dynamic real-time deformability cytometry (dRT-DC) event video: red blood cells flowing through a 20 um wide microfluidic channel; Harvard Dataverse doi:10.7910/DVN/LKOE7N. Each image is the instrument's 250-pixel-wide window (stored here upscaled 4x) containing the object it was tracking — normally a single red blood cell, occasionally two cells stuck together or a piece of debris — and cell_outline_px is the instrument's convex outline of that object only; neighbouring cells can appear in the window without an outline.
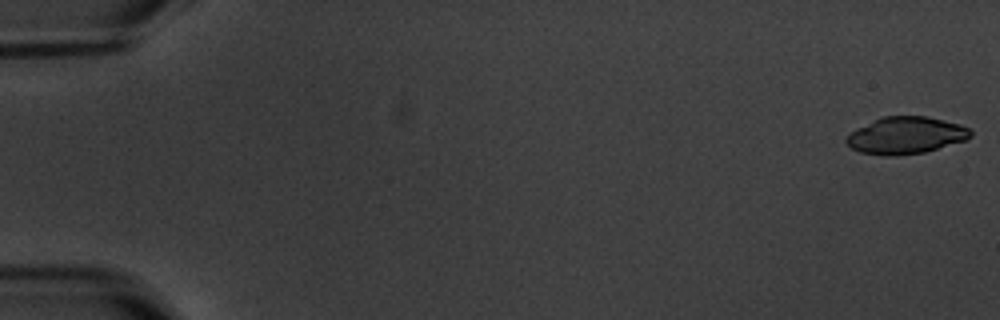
{"species": "common noctule bat (a hibernating species)", "species_latin": "Nyctalus noctula", "temperature_condition": "warm", "stored_images_in_passage": 6, "segment_of_instrument_passage": [1, 2], "camera_frame_rate_fps": 3000, "um_per_image_px": 0.085, "animal": {"sex": "male", "body_mass_g": 20.1, "forearm_length_mm": 53.5}, "frame": {"image": 1, "passage_image": 1, "time_ms": 0.0, "image_size_px": [1000, 320], "cell_outline_px": [[972, 136], [964, 140], [924, 152], [888, 156], [860, 152], [852, 148], [844, 140], [848, 132], [856, 128], [884, 116], [924, 116], [944, 120], [960, 124], [968, 128], [972, 132]], "centroid_in_image_um": [76.96, 11.5], "position_along_channel_um": 8.0, "area_um2": 26.53}}
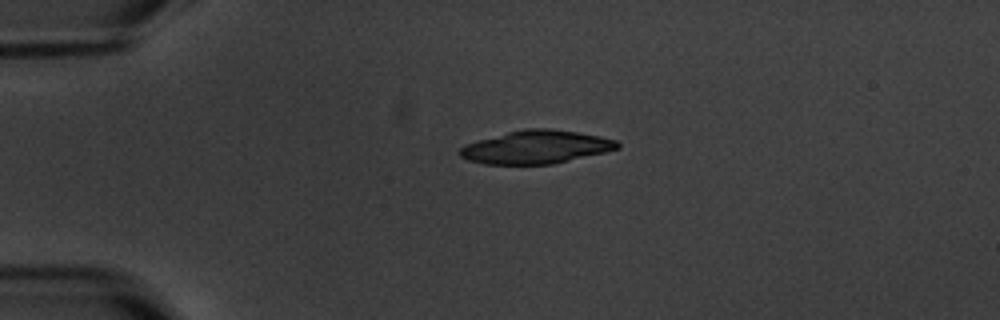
{"frame": {"image": 2, "passage_image": 4, "time_ms": 4.333, "image_size_px": [1000, 320], "cell_outline_px": [[620, 148], [604, 152], [552, 164], [484, 164], [468, 160], [460, 156], [456, 152], [464, 144], [508, 132], [524, 128], [548, 128], [576, 132], [600, 136], [616, 140], [620, 144]], "centroid_in_image_um": [45.53, 12.5], "position_along_channel_um": 39.5, "area_um2": 30.35}}